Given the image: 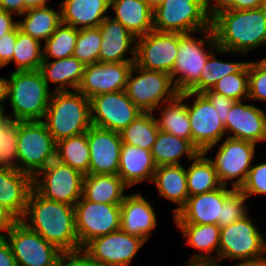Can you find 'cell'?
<instances>
[{
    "label": "cell",
    "instance_id": "6da1fadb",
    "mask_svg": "<svg viewBox=\"0 0 266 266\" xmlns=\"http://www.w3.org/2000/svg\"><path fill=\"white\" fill-rule=\"evenodd\" d=\"M21 221L62 252L80 250L72 205L46 199L32 188Z\"/></svg>",
    "mask_w": 266,
    "mask_h": 266
},
{
    "label": "cell",
    "instance_id": "7a4b0ae2",
    "mask_svg": "<svg viewBox=\"0 0 266 266\" xmlns=\"http://www.w3.org/2000/svg\"><path fill=\"white\" fill-rule=\"evenodd\" d=\"M219 48L241 55L266 45V14L260 9L227 10L211 20Z\"/></svg>",
    "mask_w": 266,
    "mask_h": 266
},
{
    "label": "cell",
    "instance_id": "3957f363",
    "mask_svg": "<svg viewBox=\"0 0 266 266\" xmlns=\"http://www.w3.org/2000/svg\"><path fill=\"white\" fill-rule=\"evenodd\" d=\"M6 78L5 99L12 106L13 121H43L52 92L40 70L14 71Z\"/></svg>",
    "mask_w": 266,
    "mask_h": 266
},
{
    "label": "cell",
    "instance_id": "277c9868",
    "mask_svg": "<svg viewBox=\"0 0 266 266\" xmlns=\"http://www.w3.org/2000/svg\"><path fill=\"white\" fill-rule=\"evenodd\" d=\"M43 122L55 142L85 133L92 126L90 99L78 90L52 91Z\"/></svg>",
    "mask_w": 266,
    "mask_h": 266
},
{
    "label": "cell",
    "instance_id": "5b68a950",
    "mask_svg": "<svg viewBox=\"0 0 266 266\" xmlns=\"http://www.w3.org/2000/svg\"><path fill=\"white\" fill-rule=\"evenodd\" d=\"M201 33H205L204 39L195 38L193 33H178V51L170 75L179 94L190 92L199 83L208 57L218 48L212 28Z\"/></svg>",
    "mask_w": 266,
    "mask_h": 266
},
{
    "label": "cell",
    "instance_id": "8992f818",
    "mask_svg": "<svg viewBox=\"0 0 266 266\" xmlns=\"http://www.w3.org/2000/svg\"><path fill=\"white\" fill-rule=\"evenodd\" d=\"M56 159V142L43 121H19L18 170L34 178Z\"/></svg>",
    "mask_w": 266,
    "mask_h": 266
},
{
    "label": "cell",
    "instance_id": "52a82bcc",
    "mask_svg": "<svg viewBox=\"0 0 266 266\" xmlns=\"http://www.w3.org/2000/svg\"><path fill=\"white\" fill-rule=\"evenodd\" d=\"M211 28L204 0H162L153 7V29L181 34Z\"/></svg>",
    "mask_w": 266,
    "mask_h": 266
},
{
    "label": "cell",
    "instance_id": "ba28073f",
    "mask_svg": "<svg viewBox=\"0 0 266 266\" xmlns=\"http://www.w3.org/2000/svg\"><path fill=\"white\" fill-rule=\"evenodd\" d=\"M136 72L137 75L134 77ZM125 91L142 112L152 113L158 109L157 107L173 100L179 94L170 74L147 70L135 64L127 77Z\"/></svg>",
    "mask_w": 266,
    "mask_h": 266
},
{
    "label": "cell",
    "instance_id": "9c48e42d",
    "mask_svg": "<svg viewBox=\"0 0 266 266\" xmlns=\"http://www.w3.org/2000/svg\"><path fill=\"white\" fill-rule=\"evenodd\" d=\"M258 228L249 214L221 228L218 265L225 259L245 260L265 255L266 239Z\"/></svg>",
    "mask_w": 266,
    "mask_h": 266
},
{
    "label": "cell",
    "instance_id": "30bf717a",
    "mask_svg": "<svg viewBox=\"0 0 266 266\" xmlns=\"http://www.w3.org/2000/svg\"><path fill=\"white\" fill-rule=\"evenodd\" d=\"M84 175L54 159L33 178V188L44 198L74 206L82 197Z\"/></svg>",
    "mask_w": 266,
    "mask_h": 266
},
{
    "label": "cell",
    "instance_id": "8fae6325",
    "mask_svg": "<svg viewBox=\"0 0 266 266\" xmlns=\"http://www.w3.org/2000/svg\"><path fill=\"white\" fill-rule=\"evenodd\" d=\"M17 266H57L62 251L17 220L6 234Z\"/></svg>",
    "mask_w": 266,
    "mask_h": 266
},
{
    "label": "cell",
    "instance_id": "7c38bea8",
    "mask_svg": "<svg viewBox=\"0 0 266 266\" xmlns=\"http://www.w3.org/2000/svg\"><path fill=\"white\" fill-rule=\"evenodd\" d=\"M74 213L80 250L90 240L120 230V205L91 202L82 196Z\"/></svg>",
    "mask_w": 266,
    "mask_h": 266
},
{
    "label": "cell",
    "instance_id": "4fadbf2b",
    "mask_svg": "<svg viewBox=\"0 0 266 266\" xmlns=\"http://www.w3.org/2000/svg\"><path fill=\"white\" fill-rule=\"evenodd\" d=\"M255 148V143L226 137L219 146L215 159L210 158L221 185L227 186L228 180L230 182L233 180L232 188L235 190L241 188L251 169Z\"/></svg>",
    "mask_w": 266,
    "mask_h": 266
},
{
    "label": "cell",
    "instance_id": "5bb4252c",
    "mask_svg": "<svg viewBox=\"0 0 266 266\" xmlns=\"http://www.w3.org/2000/svg\"><path fill=\"white\" fill-rule=\"evenodd\" d=\"M196 96L192 105L187 103L192 145L207 154L226 134L225 126L211 102L202 93L185 92V98Z\"/></svg>",
    "mask_w": 266,
    "mask_h": 266
},
{
    "label": "cell",
    "instance_id": "9a60e30c",
    "mask_svg": "<svg viewBox=\"0 0 266 266\" xmlns=\"http://www.w3.org/2000/svg\"><path fill=\"white\" fill-rule=\"evenodd\" d=\"M146 241L121 229L87 242L81 250L101 266H130Z\"/></svg>",
    "mask_w": 266,
    "mask_h": 266
},
{
    "label": "cell",
    "instance_id": "2e32d148",
    "mask_svg": "<svg viewBox=\"0 0 266 266\" xmlns=\"http://www.w3.org/2000/svg\"><path fill=\"white\" fill-rule=\"evenodd\" d=\"M90 112L93 126L118 133L142 113L125 90L93 96L90 99Z\"/></svg>",
    "mask_w": 266,
    "mask_h": 266
},
{
    "label": "cell",
    "instance_id": "e0dca14e",
    "mask_svg": "<svg viewBox=\"0 0 266 266\" xmlns=\"http://www.w3.org/2000/svg\"><path fill=\"white\" fill-rule=\"evenodd\" d=\"M178 51V33L152 30L136 41L134 64L147 70L170 74Z\"/></svg>",
    "mask_w": 266,
    "mask_h": 266
},
{
    "label": "cell",
    "instance_id": "ac0fdd59",
    "mask_svg": "<svg viewBox=\"0 0 266 266\" xmlns=\"http://www.w3.org/2000/svg\"><path fill=\"white\" fill-rule=\"evenodd\" d=\"M133 65L134 62H97L86 65L78 91L91 99L100 94L125 90Z\"/></svg>",
    "mask_w": 266,
    "mask_h": 266
},
{
    "label": "cell",
    "instance_id": "d6986e66",
    "mask_svg": "<svg viewBox=\"0 0 266 266\" xmlns=\"http://www.w3.org/2000/svg\"><path fill=\"white\" fill-rule=\"evenodd\" d=\"M89 174L118 175L122 140L120 133L91 126L87 130Z\"/></svg>",
    "mask_w": 266,
    "mask_h": 266
},
{
    "label": "cell",
    "instance_id": "ffe728a7",
    "mask_svg": "<svg viewBox=\"0 0 266 266\" xmlns=\"http://www.w3.org/2000/svg\"><path fill=\"white\" fill-rule=\"evenodd\" d=\"M219 188L189 197L186 204L173 216L175 224H217L224 200L234 191Z\"/></svg>",
    "mask_w": 266,
    "mask_h": 266
},
{
    "label": "cell",
    "instance_id": "44dd1931",
    "mask_svg": "<svg viewBox=\"0 0 266 266\" xmlns=\"http://www.w3.org/2000/svg\"><path fill=\"white\" fill-rule=\"evenodd\" d=\"M235 101L227 114L226 137L252 143L266 141V112L252 104Z\"/></svg>",
    "mask_w": 266,
    "mask_h": 266
},
{
    "label": "cell",
    "instance_id": "7402d4cb",
    "mask_svg": "<svg viewBox=\"0 0 266 266\" xmlns=\"http://www.w3.org/2000/svg\"><path fill=\"white\" fill-rule=\"evenodd\" d=\"M98 27L102 35L99 62H135L137 38L133 34L109 14ZM127 52L131 56L125 58Z\"/></svg>",
    "mask_w": 266,
    "mask_h": 266
},
{
    "label": "cell",
    "instance_id": "603a6c76",
    "mask_svg": "<svg viewBox=\"0 0 266 266\" xmlns=\"http://www.w3.org/2000/svg\"><path fill=\"white\" fill-rule=\"evenodd\" d=\"M32 188L33 178L29 174L0 166V204L17 220L25 215Z\"/></svg>",
    "mask_w": 266,
    "mask_h": 266
},
{
    "label": "cell",
    "instance_id": "cb8c5ba5",
    "mask_svg": "<svg viewBox=\"0 0 266 266\" xmlns=\"http://www.w3.org/2000/svg\"><path fill=\"white\" fill-rule=\"evenodd\" d=\"M120 207V229L147 242L151 236V231L157 225V217L152 204L138 192L127 194Z\"/></svg>",
    "mask_w": 266,
    "mask_h": 266
},
{
    "label": "cell",
    "instance_id": "d4e9b609",
    "mask_svg": "<svg viewBox=\"0 0 266 266\" xmlns=\"http://www.w3.org/2000/svg\"><path fill=\"white\" fill-rule=\"evenodd\" d=\"M182 232L186 243L199 250L188 264H216L218 265V250L221 228L217 224H175ZM216 252L214 255L213 252ZM210 253H213L212 255Z\"/></svg>",
    "mask_w": 266,
    "mask_h": 266
},
{
    "label": "cell",
    "instance_id": "484cf974",
    "mask_svg": "<svg viewBox=\"0 0 266 266\" xmlns=\"http://www.w3.org/2000/svg\"><path fill=\"white\" fill-rule=\"evenodd\" d=\"M156 169L150 150L122 144L118 176L129 188L144 180L152 182Z\"/></svg>",
    "mask_w": 266,
    "mask_h": 266
},
{
    "label": "cell",
    "instance_id": "4316f807",
    "mask_svg": "<svg viewBox=\"0 0 266 266\" xmlns=\"http://www.w3.org/2000/svg\"><path fill=\"white\" fill-rule=\"evenodd\" d=\"M61 22L77 29L98 27L108 16L110 0H64Z\"/></svg>",
    "mask_w": 266,
    "mask_h": 266
},
{
    "label": "cell",
    "instance_id": "83f0119b",
    "mask_svg": "<svg viewBox=\"0 0 266 266\" xmlns=\"http://www.w3.org/2000/svg\"><path fill=\"white\" fill-rule=\"evenodd\" d=\"M113 19L119 21L136 38L153 30V7L146 0H110Z\"/></svg>",
    "mask_w": 266,
    "mask_h": 266
},
{
    "label": "cell",
    "instance_id": "f1b7e54d",
    "mask_svg": "<svg viewBox=\"0 0 266 266\" xmlns=\"http://www.w3.org/2000/svg\"><path fill=\"white\" fill-rule=\"evenodd\" d=\"M40 72L49 88V84H57L54 91L63 92L78 90L83 80L85 65L75 56H69L54 61L43 60Z\"/></svg>",
    "mask_w": 266,
    "mask_h": 266
},
{
    "label": "cell",
    "instance_id": "f546056e",
    "mask_svg": "<svg viewBox=\"0 0 266 266\" xmlns=\"http://www.w3.org/2000/svg\"><path fill=\"white\" fill-rule=\"evenodd\" d=\"M152 182L155 183L160 197L178 204L173 210L174 216L189 198L186 168L181 164L158 166Z\"/></svg>",
    "mask_w": 266,
    "mask_h": 266
},
{
    "label": "cell",
    "instance_id": "4dcf8cb0",
    "mask_svg": "<svg viewBox=\"0 0 266 266\" xmlns=\"http://www.w3.org/2000/svg\"><path fill=\"white\" fill-rule=\"evenodd\" d=\"M127 188L118 175L85 174L82 196L91 202L120 205Z\"/></svg>",
    "mask_w": 266,
    "mask_h": 266
},
{
    "label": "cell",
    "instance_id": "1f68e13d",
    "mask_svg": "<svg viewBox=\"0 0 266 266\" xmlns=\"http://www.w3.org/2000/svg\"><path fill=\"white\" fill-rule=\"evenodd\" d=\"M21 16L23 20H17L19 30L40 42L46 41L62 23L60 5L59 11L50 6L29 8Z\"/></svg>",
    "mask_w": 266,
    "mask_h": 266
},
{
    "label": "cell",
    "instance_id": "d6a6232c",
    "mask_svg": "<svg viewBox=\"0 0 266 266\" xmlns=\"http://www.w3.org/2000/svg\"><path fill=\"white\" fill-rule=\"evenodd\" d=\"M150 151L157 167L181 164L179 159L184 154H186L187 161H191L199 153L188 140L161 130Z\"/></svg>",
    "mask_w": 266,
    "mask_h": 266
},
{
    "label": "cell",
    "instance_id": "836d02e7",
    "mask_svg": "<svg viewBox=\"0 0 266 266\" xmlns=\"http://www.w3.org/2000/svg\"><path fill=\"white\" fill-rule=\"evenodd\" d=\"M185 92L178 94L173 100L160 106V118H156L161 131L188 140L192 144L190 120L187 104L184 102Z\"/></svg>",
    "mask_w": 266,
    "mask_h": 266
},
{
    "label": "cell",
    "instance_id": "e575fe53",
    "mask_svg": "<svg viewBox=\"0 0 266 266\" xmlns=\"http://www.w3.org/2000/svg\"><path fill=\"white\" fill-rule=\"evenodd\" d=\"M204 152H199L189 168H186L187 189L189 197L213 191L221 186L216 169L210 158Z\"/></svg>",
    "mask_w": 266,
    "mask_h": 266
},
{
    "label": "cell",
    "instance_id": "d590c367",
    "mask_svg": "<svg viewBox=\"0 0 266 266\" xmlns=\"http://www.w3.org/2000/svg\"><path fill=\"white\" fill-rule=\"evenodd\" d=\"M56 159L83 175L89 174L90 151L87 132L56 142Z\"/></svg>",
    "mask_w": 266,
    "mask_h": 266
},
{
    "label": "cell",
    "instance_id": "8d00e7d4",
    "mask_svg": "<svg viewBox=\"0 0 266 266\" xmlns=\"http://www.w3.org/2000/svg\"><path fill=\"white\" fill-rule=\"evenodd\" d=\"M159 130L155 114L142 112L119 133L123 144L151 150Z\"/></svg>",
    "mask_w": 266,
    "mask_h": 266
},
{
    "label": "cell",
    "instance_id": "74e56055",
    "mask_svg": "<svg viewBox=\"0 0 266 266\" xmlns=\"http://www.w3.org/2000/svg\"><path fill=\"white\" fill-rule=\"evenodd\" d=\"M217 53H230L221 48H217L209 57L208 60L201 70V77L199 83L190 91L193 93H203L209 89H212L218 80L228 74H234L241 72L248 64L247 62H227L221 61L216 58Z\"/></svg>",
    "mask_w": 266,
    "mask_h": 266
},
{
    "label": "cell",
    "instance_id": "f35d334b",
    "mask_svg": "<svg viewBox=\"0 0 266 266\" xmlns=\"http://www.w3.org/2000/svg\"><path fill=\"white\" fill-rule=\"evenodd\" d=\"M41 42L21 32L17 26V40L14 46L12 62L16 71L39 70L43 62Z\"/></svg>",
    "mask_w": 266,
    "mask_h": 266
},
{
    "label": "cell",
    "instance_id": "ab89813d",
    "mask_svg": "<svg viewBox=\"0 0 266 266\" xmlns=\"http://www.w3.org/2000/svg\"><path fill=\"white\" fill-rule=\"evenodd\" d=\"M78 29L61 23L43 46V60L62 59L73 56Z\"/></svg>",
    "mask_w": 266,
    "mask_h": 266
},
{
    "label": "cell",
    "instance_id": "60d3db41",
    "mask_svg": "<svg viewBox=\"0 0 266 266\" xmlns=\"http://www.w3.org/2000/svg\"><path fill=\"white\" fill-rule=\"evenodd\" d=\"M102 35L99 27L78 29L73 56L85 66L99 62Z\"/></svg>",
    "mask_w": 266,
    "mask_h": 266
},
{
    "label": "cell",
    "instance_id": "b9f144b4",
    "mask_svg": "<svg viewBox=\"0 0 266 266\" xmlns=\"http://www.w3.org/2000/svg\"><path fill=\"white\" fill-rule=\"evenodd\" d=\"M19 121L9 120L0 129V166L18 169L17 142Z\"/></svg>",
    "mask_w": 266,
    "mask_h": 266
},
{
    "label": "cell",
    "instance_id": "7bdbcfd3",
    "mask_svg": "<svg viewBox=\"0 0 266 266\" xmlns=\"http://www.w3.org/2000/svg\"><path fill=\"white\" fill-rule=\"evenodd\" d=\"M211 90L235 101L248 100V65L239 73L222 77Z\"/></svg>",
    "mask_w": 266,
    "mask_h": 266
},
{
    "label": "cell",
    "instance_id": "ee69618b",
    "mask_svg": "<svg viewBox=\"0 0 266 266\" xmlns=\"http://www.w3.org/2000/svg\"><path fill=\"white\" fill-rule=\"evenodd\" d=\"M247 199L248 198L240 190H234L224 200L221 217H219L218 220L220 228L233 224L249 213L246 204Z\"/></svg>",
    "mask_w": 266,
    "mask_h": 266
},
{
    "label": "cell",
    "instance_id": "f6af8a7d",
    "mask_svg": "<svg viewBox=\"0 0 266 266\" xmlns=\"http://www.w3.org/2000/svg\"><path fill=\"white\" fill-rule=\"evenodd\" d=\"M239 190L247 198L266 194V162L251 166L247 178Z\"/></svg>",
    "mask_w": 266,
    "mask_h": 266
},
{
    "label": "cell",
    "instance_id": "bcb514c9",
    "mask_svg": "<svg viewBox=\"0 0 266 266\" xmlns=\"http://www.w3.org/2000/svg\"><path fill=\"white\" fill-rule=\"evenodd\" d=\"M248 100L266 102V72L248 64Z\"/></svg>",
    "mask_w": 266,
    "mask_h": 266
},
{
    "label": "cell",
    "instance_id": "7dc6e473",
    "mask_svg": "<svg viewBox=\"0 0 266 266\" xmlns=\"http://www.w3.org/2000/svg\"><path fill=\"white\" fill-rule=\"evenodd\" d=\"M214 106L218 117L220 118L221 122L226 125L227 114L230 111V108L233 106L235 100L231 99L230 97H226L222 94L216 93L211 89L202 93Z\"/></svg>",
    "mask_w": 266,
    "mask_h": 266
},
{
    "label": "cell",
    "instance_id": "c3c4849f",
    "mask_svg": "<svg viewBox=\"0 0 266 266\" xmlns=\"http://www.w3.org/2000/svg\"><path fill=\"white\" fill-rule=\"evenodd\" d=\"M57 266H101L95 260L90 259L82 250L75 252H62Z\"/></svg>",
    "mask_w": 266,
    "mask_h": 266
},
{
    "label": "cell",
    "instance_id": "681fc988",
    "mask_svg": "<svg viewBox=\"0 0 266 266\" xmlns=\"http://www.w3.org/2000/svg\"><path fill=\"white\" fill-rule=\"evenodd\" d=\"M17 40V27L0 38V68L12 62Z\"/></svg>",
    "mask_w": 266,
    "mask_h": 266
},
{
    "label": "cell",
    "instance_id": "f907efd6",
    "mask_svg": "<svg viewBox=\"0 0 266 266\" xmlns=\"http://www.w3.org/2000/svg\"><path fill=\"white\" fill-rule=\"evenodd\" d=\"M207 16L212 20L221 12L236 10V0H204Z\"/></svg>",
    "mask_w": 266,
    "mask_h": 266
},
{
    "label": "cell",
    "instance_id": "816d5d0a",
    "mask_svg": "<svg viewBox=\"0 0 266 266\" xmlns=\"http://www.w3.org/2000/svg\"><path fill=\"white\" fill-rule=\"evenodd\" d=\"M0 266H17L11 247L6 238H0Z\"/></svg>",
    "mask_w": 266,
    "mask_h": 266
},
{
    "label": "cell",
    "instance_id": "f5cc1de1",
    "mask_svg": "<svg viewBox=\"0 0 266 266\" xmlns=\"http://www.w3.org/2000/svg\"><path fill=\"white\" fill-rule=\"evenodd\" d=\"M12 15V13L0 9V38L18 26V21H15Z\"/></svg>",
    "mask_w": 266,
    "mask_h": 266
},
{
    "label": "cell",
    "instance_id": "db71d44e",
    "mask_svg": "<svg viewBox=\"0 0 266 266\" xmlns=\"http://www.w3.org/2000/svg\"><path fill=\"white\" fill-rule=\"evenodd\" d=\"M0 9L20 16L28 8L25 6L24 0H0Z\"/></svg>",
    "mask_w": 266,
    "mask_h": 266
},
{
    "label": "cell",
    "instance_id": "11a10c76",
    "mask_svg": "<svg viewBox=\"0 0 266 266\" xmlns=\"http://www.w3.org/2000/svg\"><path fill=\"white\" fill-rule=\"evenodd\" d=\"M17 219L0 204V232L5 231V234L10 231ZM6 235L0 233V238Z\"/></svg>",
    "mask_w": 266,
    "mask_h": 266
},
{
    "label": "cell",
    "instance_id": "9f6ffc18",
    "mask_svg": "<svg viewBox=\"0 0 266 266\" xmlns=\"http://www.w3.org/2000/svg\"><path fill=\"white\" fill-rule=\"evenodd\" d=\"M262 0H236V10L260 8Z\"/></svg>",
    "mask_w": 266,
    "mask_h": 266
},
{
    "label": "cell",
    "instance_id": "6f0895ef",
    "mask_svg": "<svg viewBox=\"0 0 266 266\" xmlns=\"http://www.w3.org/2000/svg\"><path fill=\"white\" fill-rule=\"evenodd\" d=\"M234 266H266V254L256 258L240 260Z\"/></svg>",
    "mask_w": 266,
    "mask_h": 266
},
{
    "label": "cell",
    "instance_id": "680465c9",
    "mask_svg": "<svg viewBox=\"0 0 266 266\" xmlns=\"http://www.w3.org/2000/svg\"><path fill=\"white\" fill-rule=\"evenodd\" d=\"M5 94H6V78L0 77V113L4 114L5 112V107H6V99H5Z\"/></svg>",
    "mask_w": 266,
    "mask_h": 266
},
{
    "label": "cell",
    "instance_id": "91938a15",
    "mask_svg": "<svg viewBox=\"0 0 266 266\" xmlns=\"http://www.w3.org/2000/svg\"><path fill=\"white\" fill-rule=\"evenodd\" d=\"M25 6L29 8H37V7H44L47 6L48 2L51 0H24Z\"/></svg>",
    "mask_w": 266,
    "mask_h": 266
},
{
    "label": "cell",
    "instance_id": "94428289",
    "mask_svg": "<svg viewBox=\"0 0 266 266\" xmlns=\"http://www.w3.org/2000/svg\"><path fill=\"white\" fill-rule=\"evenodd\" d=\"M261 72H266V57L260 61L251 62Z\"/></svg>",
    "mask_w": 266,
    "mask_h": 266
},
{
    "label": "cell",
    "instance_id": "6125c7cd",
    "mask_svg": "<svg viewBox=\"0 0 266 266\" xmlns=\"http://www.w3.org/2000/svg\"><path fill=\"white\" fill-rule=\"evenodd\" d=\"M9 117L5 114L0 113V129L9 121Z\"/></svg>",
    "mask_w": 266,
    "mask_h": 266
},
{
    "label": "cell",
    "instance_id": "be15d7a7",
    "mask_svg": "<svg viewBox=\"0 0 266 266\" xmlns=\"http://www.w3.org/2000/svg\"><path fill=\"white\" fill-rule=\"evenodd\" d=\"M184 266H220V265H216V264H186Z\"/></svg>",
    "mask_w": 266,
    "mask_h": 266
},
{
    "label": "cell",
    "instance_id": "e7e4bbea",
    "mask_svg": "<svg viewBox=\"0 0 266 266\" xmlns=\"http://www.w3.org/2000/svg\"><path fill=\"white\" fill-rule=\"evenodd\" d=\"M152 7L159 4L162 0H146Z\"/></svg>",
    "mask_w": 266,
    "mask_h": 266
},
{
    "label": "cell",
    "instance_id": "03108f58",
    "mask_svg": "<svg viewBox=\"0 0 266 266\" xmlns=\"http://www.w3.org/2000/svg\"><path fill=\"white\" fill-rule=\"evenodd\" d=\"M260 9L266 14V0L261 1Z\"/></svg>",
    "mask_w": 266,
    "mask_h": 266
}]
</instances>
